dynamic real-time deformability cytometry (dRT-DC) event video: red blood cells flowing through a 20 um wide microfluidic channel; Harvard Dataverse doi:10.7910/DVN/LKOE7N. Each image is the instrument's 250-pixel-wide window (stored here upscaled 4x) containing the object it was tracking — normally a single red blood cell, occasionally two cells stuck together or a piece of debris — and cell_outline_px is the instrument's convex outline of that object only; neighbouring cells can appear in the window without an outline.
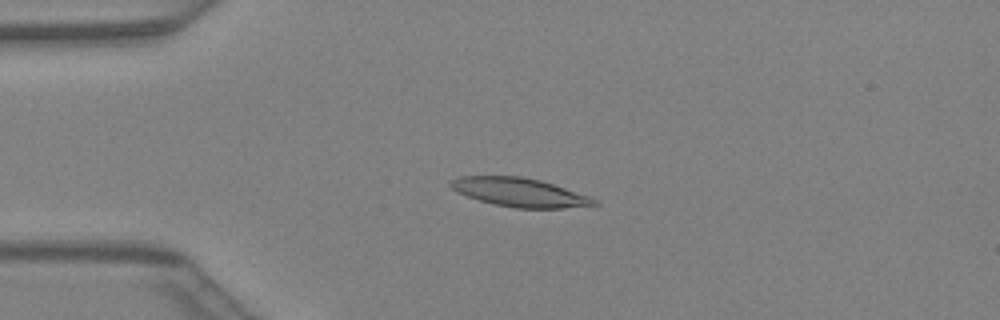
{"species": "Egyptian fruit bat (a non-hibernating species)", "species_latin": "Rousettus aegyptiacus", "temperature_condition": "warm", "stored_images_in_passage": 41, "camera_frame_rate_fps": 3000, "um_per_image_px": 0.085, "animal": {"sex": "female"}, "frame": {"image": 1, "passage_image": 10, "time_ms": 3.0, "image_size_px": [1000, 320], "cell_outline_px": [[600, 204], [564, 208], [516, 208], [492, 204], [456, 192], [448, 184], [452, 180], [460, 176], [520, 176], [540, 180], [588, 196], [596, 200]], "centroid_in_image_um": [44.13, 16.35], "position_along_channel_um": 40.9, "area_um2": 23.76}}
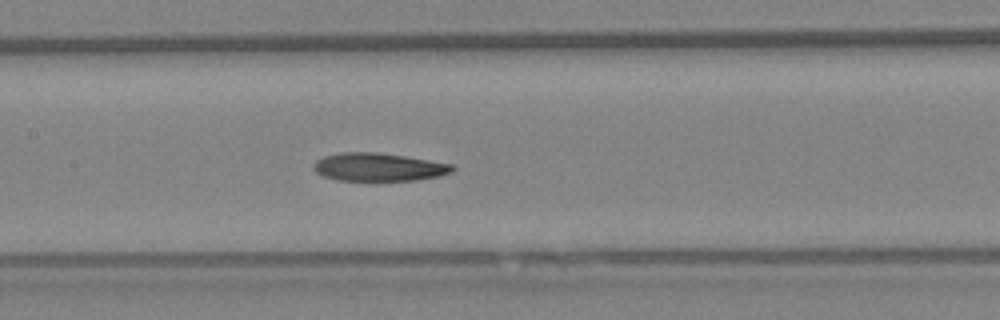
{"frame": {"image": 2, "passage_image": 20, "time_ms": 6.333, "image_size_px": [1000, 320], "cell_outline_px": [[456, 168], [452, 172], [440, 176], [416, 180], [336, 180], [324, 176], [316, 172], [312, 168], [312, 164], [316, 160], [324, 156], [340, 152], [376, 152], [404, 156], [452, 164]], "centroid_in_image_um": [32.16, 14.2], "position_along_channel_um": 175.2, "area_um2": 22.72}}
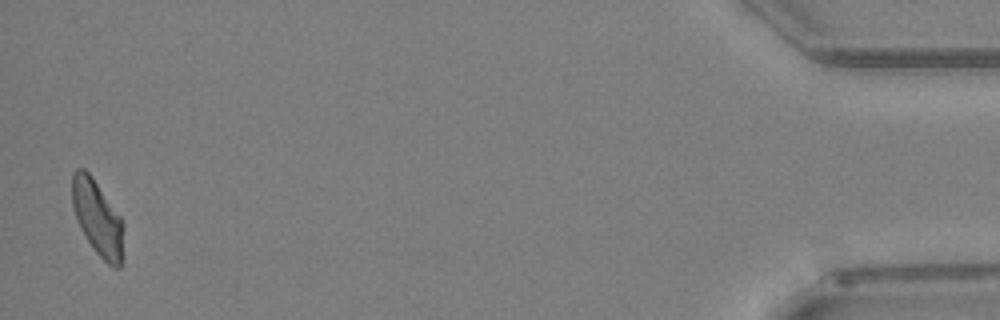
{"frame": {"image": 3, "passage_image": 41, "time_ms": 13.333, "image_size_px": [1000, 320], "cell_outline_px": [[124, 224], [120, 268], [112, 268], [96, 252], [80, 228], [72, 204], [72, 172], [76, 168], [84, 168], [92, 176], [124, 220]], "centroid_in_image_um": [8.3, 18.49], "position_along_channel_um": 426.9, "area_um2": 22.54}}